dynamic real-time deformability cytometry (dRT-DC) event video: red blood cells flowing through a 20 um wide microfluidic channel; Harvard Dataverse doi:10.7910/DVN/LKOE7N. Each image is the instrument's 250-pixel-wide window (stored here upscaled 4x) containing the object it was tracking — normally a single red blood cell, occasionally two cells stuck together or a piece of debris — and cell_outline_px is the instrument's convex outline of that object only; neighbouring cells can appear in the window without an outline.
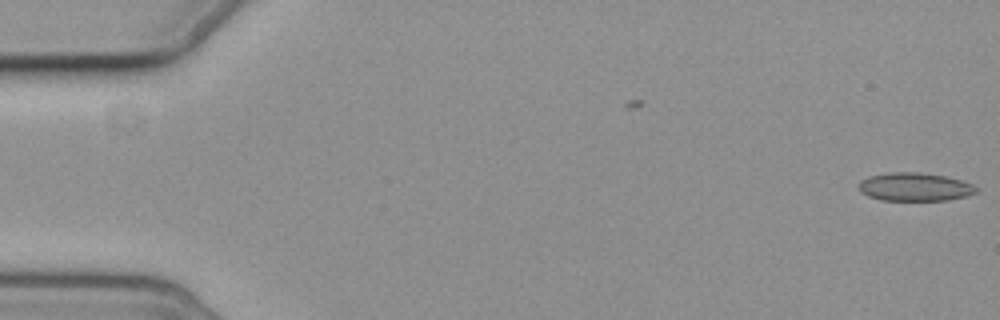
{"species": "common noctule bat (a hibernating species)", "species_latin": "Nyctalus noctula", "temperature_condition": "cold", "stored_images_in_passage": 2, "camera_frame_rate_fps": 3000, "um_per_image_px": 0.085, "animal": {"sex": "female", "body_mass_g": 19.3, "forearm_length_mm": 54.1}, "frame": {"image": 1, "passage_image": 2, "time_ms": 1.333, "image_size_px": [1000, 320], "cell_outline_px": [[976, 192], [968, 196], [948, 200], [880, 200], [868, 196], [860, 192], [860, 180], [868, 176], [892, 172], [916, 172], [944, 176], [960, 180], [972, 184], [976, 188]], "centroid_in_image_um": [77.74, 15.89], "position_along_channel_um": 7.3, "area_um2": 19.25}}